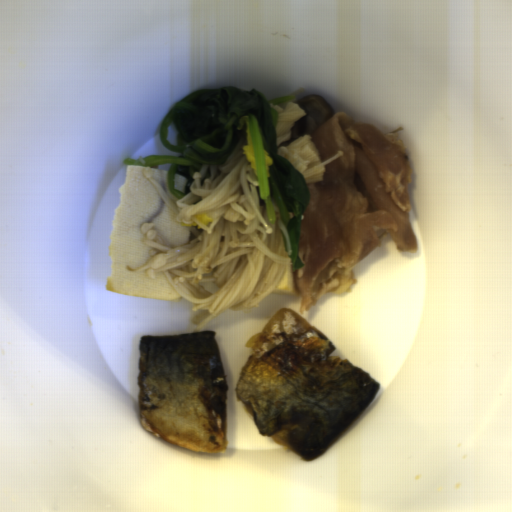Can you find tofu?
Wrapping results in <instances>:
<instances>
[{"label":"tofu","instance_id":"d98f3ab2","mask_svg":"<svg viewBox=\"0 0 512 512\" xmlns=\"http://www.w3.org/2000/svg\"><path fill=\"white\" fill-rule=\"evenodd\" d=\"M186 182H187V178L185 176L177 175L175 173V176H174V187H175V189H179V190L185 192Z\"/></svg>","mask_w":512,"mask_h":512},{"label":"tofu","instance_id":"ead7c124","mask_svg":"<svg viewBox=\"0 0 512 512\" xmlns=\"http://www.w3.org/2000/svg\"><path fill=\"white\" fill-rule=\"evenodd\" d=\"M293 271L291 264L286 265L278 285L270 292L272 294L298 295Z\"/></svg>","mask_w":512,"mask_h":512},{"label":"tofu","instance_id":"31d398ca","mask_svg":"<svg viewBox=\"0 0 512 512\" xmlns=\"http://www.w3.org/2000/svg\"><path fill=\"white\" fill-rule=\"evenodd\" d=\"M151 175H152L153 179H155L156 181L159 182L163 192L168 196V198L173 203H176V201L179 198L172 193V191L170 190V188L168 186L169 171L152 169V167H151Z\"/></svg>","mask_w":512,"mask_h":512},{"label":"tofu","instance_id":"5b9d583a","mask_svg":"<svg viewBox=\"0 0 512 512\" xmlns=\"http://www.w3.org/2000/svg\"><path fill=\"white\" fill-rule=\"evenodd\" d=\"M121 197L114 211L110 233L111 270L105 290L133 297L180 301L182 296L169 283L164 272L150 279L147 270L127 272L150 261L151 249L143 242V224L152 223L163 246L177 248L189 242L190 230L183 227L159 191L147 178L144 167L128 165Z\"/></svg>","mask_w":512,"mask_h":512}]
</instances>
